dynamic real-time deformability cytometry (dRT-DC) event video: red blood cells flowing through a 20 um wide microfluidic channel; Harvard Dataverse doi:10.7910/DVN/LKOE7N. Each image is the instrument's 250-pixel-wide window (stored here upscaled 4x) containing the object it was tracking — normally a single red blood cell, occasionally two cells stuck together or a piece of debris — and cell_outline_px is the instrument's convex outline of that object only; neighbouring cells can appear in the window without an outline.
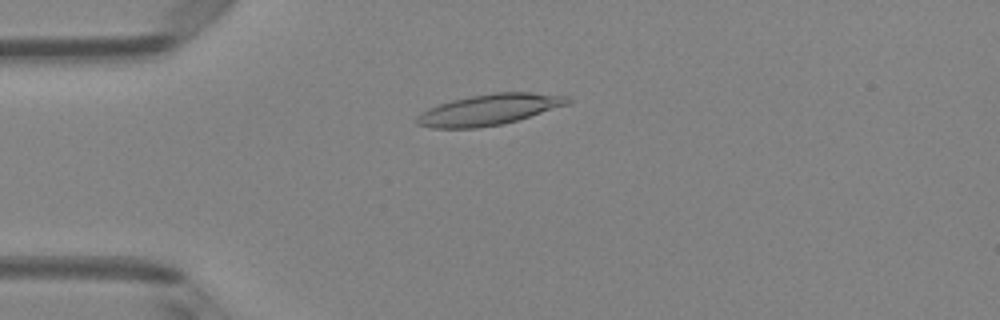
{"species": "Egyptian fruit bat (a non-hibernating species)", "species_latin": "Rousettus aegyptiacus", "temperature_condition": "room temperature", "stored_images_in_passage": 49, "camera_frame_rate_fps": 3000, "um_per_image_px": 0.085, "animal": {"sex": "female"}, "frame": {"image": 1, "passage_image": 12, "time_ms": 3.667, "image_size_px": [1000, 320], "cell_outline_px": [[572, 100], [568, 104], [504, 124], [476, 128], [428, 128], [416, 124], [416, 116], [428, 108], [452, 100], [492, 92], [532, 92], [572, 96]], "centroid_in_image_um": [41.59, 9.31], "position_along_channel_um": 43.4, "area_um2": 27.22}}
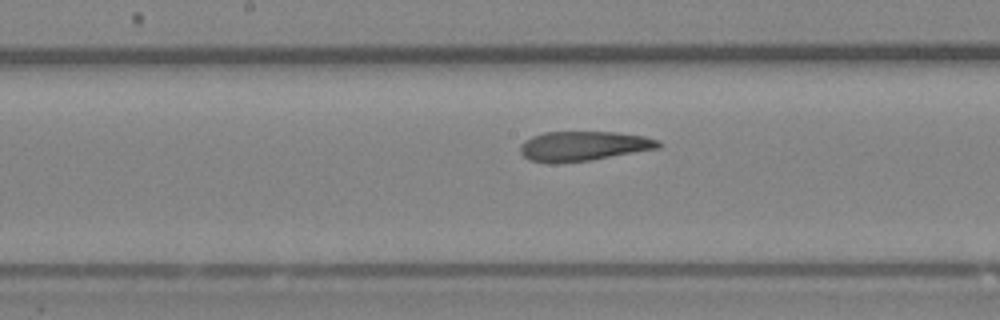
{"frame": {"image": 2, "passage_image": 25, "time_ms": 8.0, "image_size_px": [1000, 320], "cell_outline_px": [[664, 144], [660, 148], [592, 160], [556, 164], [552, 164], [528, 160], [520, 152], [520, 144], [524, 140], [532, 136], [544, 132], [616, 132], [644, 136], [660, 140]], "centroid_in_image_um": [49.6, 12.42], "position_along_channel_um": 198.6, "area_um2": 24.33}}
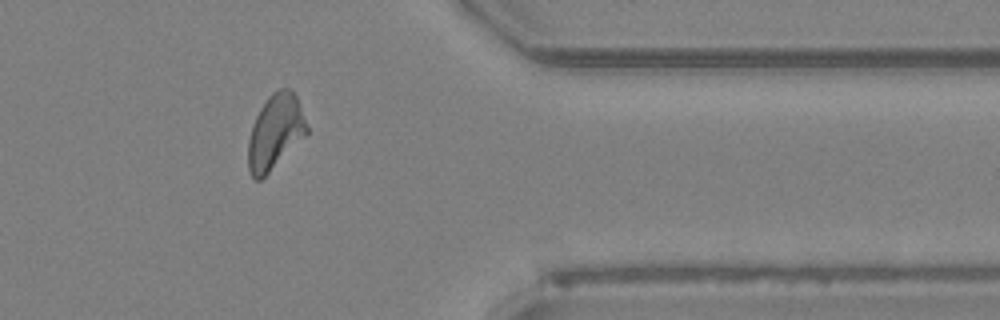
{"frame": {"image": 3, "passage_image": 40, "time_ms": 13.0, "image_size_px": [1000, 320], "cell_outline_px": [[308, 132], [260, 180], [256, 180], [248, 172], [248, 140], [252, 124], [260, 108], [268, 96], [272, 92], [280, 88], [292, 88], [296, 96], [308, 128]], "centroid_in_image_um": [23.36, 11.18], "position_along_channel_um": 388.0, "area_um2": 25.14}, "authors_computed_cell_mechanics": {"area_um2": 25.4898, "velocity_mm_per_s": 4.1043, "shape_relaxation_time_tau1_ms": null, "shape_relaxation_time_tau2_ms": 1.7385, "deformation_change_tau1": null, "deformation_change_tau2": 0.0995}}